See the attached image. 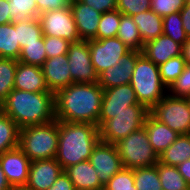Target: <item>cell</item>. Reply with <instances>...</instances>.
<instances>
[{
    "label": "cell",
    "mask_w": 190,
    "mask_h": 190,
    "mask_svg": "<svg viewBox=\"0 0 190 190\" xmlns=\"http://www.w3.org/2000/svg\"><path fill=\"white\" fill-rule=\"evenodd\" d=\"M78 1L89 5L94 10L99 11L100 13L113 11L117 8V0H78Z\"/></svg>",
    "instance_id": "7bdbcfd3"
},
{
    "label": "cell",
    "mask_w": 190,
    "mask_h": 190,
    "mask_svg": "<svg viewBox=\"0 0 190 190\" xmlns=\"http://www.w3.org/2000/svg\"><path fill=\"white\" fill-rule=\"evenodd\" d=\"M0 110L22 129L55 120L54 93L13 89L1 103Z\"/></svg>",
    "instance_id": "7a4b0ae2"
},
{
    "label": "cell",
    "mask_w": 190,
    "mask_h": 190,
    "mask_svg": "<svg viewBox=\"0 0 190 190\" xmlns=\"http://www.w3.org/2000/svg\"><path fill=\"white\" fill-rule=\"evenodd\" d=\"M69 70L73 83H96L98 75L95 72L90 57L88 41L71 42L67 52Z\"/></svg>",
    "instance_id": "8fae6325"
},
{
    "label": "cell",
    "mask_w": 190,
    "mask_h": 190,
    "mask_svg": "<svg viewBox=\"0 0 190 190\" xmlns=\"http://www.w3.org/2000/svg\"><path fill=\"white\" fill-rule=\"evenodd\" d=\"M141 54V51L130 50L118 64L110 66L98 76V84L103 89L129 84L136 60Z\"/></svg>",
    "instance_id": "2e32d148"
},
{
    "label": "cell",
    "mask_w": 190,
    "mask_h": 190,
    "mask_svg": "<svg viewBox=\"0 0 190 190\" xmlns=\"http://www.w3.org/2000/svg\"><path fill=\"white\" fill-rule=\"evenodd\" d=\"M141 52L147 59L159 66L170 58L182 55V45L162 34L144 44Z\"/></svg>",
    "instance_id": "d6986e66"
},
{
    "label": "cell",
    "mask_w": 190,
    "mask_h": 190,
    "mask_svg": "<svg viewBox=\"0 0 190 190\" xmlns=\"http://www.w3.org/2000/svg\"><path fill=\"white\" fill-rule=\"evenodd\" d=\"M21 47L18 42L15 22L0 25V58L14 59L18 61Z\"/></svg>",
    "instance_id": "d4e9b609"
},
{
    "label": "cell",
    "mask_w": 190,
    "mask_h": 190,
    "mask_svg": "<svg viewBox=\"0 0 190 190\" xmlns=\"http://www.w3.org/2000/svg\"><path fill=\"white\" fill-rule=\"evenodd\" d=\"M0 164L7 181L13 189L25 187L31 161L19 147L7 150L1 154Z\"/></svg>",
    "instance_id": "5bb4252c"
},
{
    "label": "cell",
    "mask_w": 190,
    "mask_h": 190,
    "mask_svg": "<svg viewBox=\"0 0 190 190\" xmlns=\"http://www.w3.org/2000/svg\"><path fill=\"white\" fill-rule=\"evenodd\" d=\"M163 34L170 37L180 45L188 39L186 35L180 12L172 13L163 17Z\"/></svg>",
    "instance_id": "1f68e13d"
},
{
    "label": "cell",
    "mask_w": 190,
    "mask_h": 190,
    "mask_svg": "<svg viewBox=\"0 0 190 190\" xmlns=\"http://www.w3.org/2000/svg\"><path fill=\"white\" fill-rule=\"evenodd\" d=\"M13 190H27L26 188H14Z\"/></svg>",
    "instance_id": "816d5d0a"
},
{
    "label": "cell",
    "mask_w": 190,
    "mask_h": 190,
    "mask_svg": "<svg viewBox=\"0 0 190 190\" xmlns=\"http://www.w3.org/2000/svg\"><path fill=\"white\" fill-rule=\"evenodd\" d=\"M162 190H190V185L178 172L176 166L157 163Z\"/></svg>",
    "instance_id": "f1b7e54d"
},
{
    "label": "cell",
    "mask_w": 190,
    "mask_h": 190,
    "mask_svg": "<svg viewBox=\"0 0 190 190\" xmlns=\"http://www.w3.org/2000/svg\"><path fill=\"white\" fill-rule=\"evenodd\" d=\"M178 172L182 175L185 181L190 185V159L176 166Z\"/></svg>",
    "instance_id": "7dc6e473"
},
{
    "label": "cell",
    "mask_w": 190,
    "mask_h": 190,
    "mask_svg": "<svg viewBox=\"0 0 190 190\" xmlns=\"http://www.w3.org/2000/svg\"><path fill=\"white\" fill-rule=\"evenodd\" d=\"M20 128L0 110V155L7 150L18 147Z\"/></svg>",
    "instance_id": "4316f807"
},
{
    "label": "cell",
    "mask_w": 190,
    "mask_h": 190,
    "mask_svg": "<svg viewBox=\"0 0 190 190\" xmlns=\"http://www.w3.org/2000/svg\"><path fill=\"white\" fill-rule=\"evenodd\" d=\"M149 114L180 135L190 134V108L185 97L167 93L149 110Z\"/></svg>",
    "instance_id": "ba28073f"
},
{
    "label": "cell",
    "mask_w": 190,
    "mask_h": 190,
    "mask_svg": "<svg viewBox=\"0 0 190 190\" xmlns=\"http://www.w3.org/2000/svg\"><path fill=\"white\" fill-rule=\"evenodd\" d=\"M14 89L28 92L49 91L42 68L18 61L14 77Z\"/></svg>",
    "instance_id": "ffe728a7"
},
{
    "label": "cell",
    "mask_w": 190,
    "mask_h": 190,
    "mask_svg": "<svg viewBox=\"0 0 190 190\" xmlns=\"http://www.w3.org/2000/svg\"><path fill=\"white\" fill-rule=\"evenodd\" d=\"M182 56L186 65L190 66V37L182 45Z\"/></svg>",
    "instance_id": "c3c4849f"
},
{
    "label": "cell",
    "mask_w": 190,
    "mask_h": 190,
    "mask_svg": "<svg viewBox=\"0 0 190 190\" xmlns=\"http://www.w3.org/2000/svg\"><path fill=\"white\" fill-rule=\"evenodd\" d=\"M43 35L64 38L69 42L81 40L70 7L45 11L38 17Z\"/></svg>",
    "instance_id": "30bf717a"
},
{
    "label": "cell",
    "mask_w": 190,
    "mask_h": 190,
    "mask_svg": "<svg viewBox=\"0 0 190 190\" xmlns=\"http://www.w3.org/2000/svg\"><path fill=\"white\" fill-rule=\"evenodd\" d=\"M15 30H17L18 42L21 49L26 44L39 43V39L43 36L38 18L20 19L15 22Z\"/></svg>",
    "instance_id": "83f0119b"
},
{
    "label": "cell",
    "mask_w": 190,
    "mask_h": 190,
    "mask_svg": "<svg viewBox=\"0 0 190 190\" xmlns=\"http://www.w3.org/2000/svg\"><path fill=\"white\" fill-rule=\"evenodd\" d=\"M103 88L96 83H72L54 94L55 119L98 126Z\"/></svg>",
    "instance_id": "6da1fadb"
},
{
    "label": "cell",
    "mask_w": 190,
    "mask_h": 190,
    "mask_svg": "<svg viewBox=\"0 0 190 190\" xmlns=\"http://www.w3.org/2000/svg\"><path fill=\"white\" fill-rule=\"evenodd\" d=\"M119 38L130 50L142 51L143 42L139 34L137 24L132 16L122 14L121 22L117 31Z\"/></svg>",
    "instance_id": "484cf974"
},
{
    "label": "cell",
    "mask_w": 190,
    "mask_h": 190,
    "mask_svg": "<svg viewBox=\"0 0 190 190\" xmlns=\"http://www.w3.org/2000/svg\"><path fill=\"white\" fill-rule=\"evenodd\" d=\"M137 24L143 44L156 39L163 34V17L151 9L132 16Z\"/></svg>",
    "instance_id": "603a6c76"
},
{
    "label": "cell",
    "mask_w": 190,
    "mask_h": 190,
    "mask_svg": "<svg viewBox=\"0 0 190 190\" xmlns=\"http://www.w3.org/2000/svg\"><path fill=\"white\" fill-rule=\"evenodd\" d=\"M70 8L81 40H97L98 24L102 13L78 0H71Z\"/></svg>",
    "instance_id": "ac0fdd59"
},
{
    "label": "cell",
    "mask_w": 190,
    "mask_h": 190,
    "mask_svg": "<svg viewBox=\"0 0 190 190\" xmlns=\"http://www.w3.org/2000/svg\"><path fill=\"white\" fill-rule=\"evenodd\" d=\"M130 84L135 91L138 102L148 110L168 93L167 86L161 80L159 66L143 54L136 60Z\"/></svg>",
    "instance_id": "5b68a950"
},
{
    "label": "cell",
    "mask_w": 190,
    "mask_h": 190,
    "mask_svg": "<svg viewBox=\"0 0 190 190\" xmlns=\"http://www.w3.org/2000/svg\"><path fill=\"white\" fill-rule=\"evenodd\" d=\"M151 0H117V10L122 14L133 16L150 10Z\"/></svg>",
    "instance_id": "60d3db41"
},
{
    "label": "cell",
    "mask_w": 190,
    "mask_h": 190,
    "mask_svg": "<svg viewBox=\"0 0 190 190\" xmlns=\"http://www.w3.org/2000/svg\"><path fill=\"white\" fill-rule=\"evenodd\" d=\"M122 13L117 9L102 13L97 30V40L117 37Z\"/></svg>",
    "instance_id": "836d02e7"
},
{
    "label": "cell",
    "mask_w": 190,
    "mask_h": 190,
    "mask_svg": "<svg viewBox=\"0 0 190 190\" xmlns=\"http://www.w3.org/2000/svg\"><path fill=\"white\" fill-rule=\"evenodd\" d=\"M139 103L131 84L120 85L103 89V100L98 127L113 117L115 114L127 111V107Z\"/></svg>",
    "instance_id": "4fadbf2b"
},
{
    "label": "cell",
    "mask_w": 190,
    "mask_h": 190,
    "mask_svg": "<svg viewBox=\"0 0 190 190\" xmlns=\"http://www.w3.org/2000/svg\"><path fill=\"white\" fill-rule=\"evenodd\" d=\"M90 57L99 76L107 68L114 67L130 49L117 37L88 40Z\"/></svg>",
    "instance_id": "9c48e42d"
},
{
    "label": "cell",
    "mask_w": 190,
    "mask_h": 190,
    "mask_svg": "<svg viewBox=\"0 0 190 190\" xmlns=\"http://www.w3.org/2000/svg\"><path fill=\"white\" fill-rule=\"evenodd\" d=\"M9 0H0V25L11 23Z\"/></svg>",
    "instance_id": "f6af8a7d"
},
{
    "label": "cell",
    "mask_w": 190,
    "mask_h": 190,
    "mask_svg": "<svg viewBox=\"0 0 190 190\" xmlns=\"http://www.w3.org/2000/svg\"><path fill=\"white\" fill-rule=\"evenodd\" d=\"M73 183L74 189L104 190L98 175L89 160L72 165L64 170Z\"/></svg>",
    "instance_id": "7402d4cb"
},
{
    "label": "cell",
    "mask_w": 190,
    "mask_h": 190,
    "mask_svg": "<svg viewBox=\"0 0 190 190\" xmlns=\"http://www.w3.org/2000/svg\"><path fill=\"white\" fill-rule=\"evenodd\" d=\"M180 15L182 18L183 28L188 37H190V2H186L181 9Z\"/></svg>",
    "instance_id": "bcb514c9"
},
{
    "label": "cell",
    "mask_w": 190,
    "mask_h": 190,
    "mask_svg": "<svg viewBox=\"0 0 190 190\" xmlns=\"http://www.w3.org/2000/svg\"><path fill=\"white\" fill-rule=\"evenodd\" d=\"M143 126L147 131L149 143L158 156L173 144L180 135L166 124L154 119L150 114L147 115Z\"/></svg>",
    "instance_id": "44dd1931"
},
{
    "label": "cell",
    "mask_w": 190,
    "mask_h": 190,
    "mask_svg": "<svg viewBox=\"0 0 190 190\" xmlns=\"http://www.w3.org/2000/svg\"><path fill=\"white\" fill-rule=\"evenodd\" d=\"M190 159V134H181L160 156L159 163L177 166Z\"/></svg>",
    "instance_id": "cb8c5ba5"
},
{
    "label": "cell",
    "mask_w": 190,
    "mask_h": 190,
    "mask_svg": "<svg viewBox=\"0 0 190 190\" xmlns=\"http://www.w3.org/2000/svg\"><path fill=\"white\" fill-rule=\"evenodd\" d=\"M47 190H74L73 183L70 181L68 175L63 171L54 184Z\"/></svg>",
    "instance_id": "ee69618b"
},
{
    "label": "cell",
    "mask_w": 190,
    "mask_h": 190,
    "mask_svg": "<svg viewBox=\"0 0 190 190\" xmlns=\"http://www.w3.org/2000/svg\"><path fill=\"white\" fill-rule=\"evenodd\" d=\"M187 0H151L150 9L157 15H166L180 12Z\"/></svg>",
    "instance_id": "74e56055"
},
{
    "label": "cell",
    "mask_w": 190,
    "mask_h": 190,
    "mask_svg": "<svg viewBox=\"0 0 190 190\" xmlns=\"http://www.w3.org/2000/svg\"><path fill=\"white\" fill-rule=\"evenodd\" d=\"M70 43L71 42L65 40L64 38L44 35V47L47 58L67 54Z\"/></svg>",
    "instance_id": "ab89813d"
},
{
    "label": "cell",
    "mask_w": 190,
    "mask_h": 190,
    "mask_svg": "<svg viewBox=\"0 0 190 190\" xmlns=\"http://www.w3.org/2000/svg\"><path fill=\"white\" fill-rule=\"evenodd\" d=\"M59 143L55 157L63 171L80 162L89 160L99 140V128L89 123L58 121Z\"/></svg>",
    "instance_id": "3957f363"
},
{
    "label": "cell",
    "mask_w": 190,
    "mask_h": 190,
    "mask_svg": "<svg viewBox=\"0 0 190 190\" xmlns=\"http://www.w3.org/2000/svg\"><path fill=\"white\" fill-rule=\"evenodd\" d=\"M9 5L12 23L20 19L38 18L40 15L36 0H9Z\"/></svg>",
    "instance_id": "e575fe53"
},
{
    "label": "cell",
    "mask_w": 190,
    "mask_h": 190,
    "mask_svg": "<svg viewBox=\"0 0 190 190\" xmlns=\"http://www.w3.org/2000/svg\"><path fill=\"white\" fill-rule=\"evenodd\" d=\"M168 93L177 96H190V66L186 65L182 74L168 87Z\"/></svg>",
    "instance_id": "f35d334b"
},
{
    "label": "cell",
    "mask_w": 190,
    "mask_h": 190,
    "mask_svg": "<svg viewBox=\"0 0 190 190\" xmlns=\"http://www.w3.org/2000/svg\"><path fill=\"white\" fill-rule=\"evenodd\" d=\"M0 190H13L9 182L7 181L6 175L4 174L0 164Z\"/></svg>",
    "instance_id": "681fc988"
},
{
    "label": "cell",
    "mask_w": 190,
    "mask_h": 190,
    "mask_svg": "<svg viewBox=\"0 0 190 190\" xmlns=\"http://www.w3.org/2000/svg\"><path fill=\"white\" fill-rule=\"evenodd\" d=\"M134 185L138 190H162L157 163L133 169Z\"/></svg>",
    "instance_id": "f546056e"
},
{
    "label": "cell",
    "mask_w": 190,
    "mask_h": 190,
    "mask_svg": "<svg viewBox=\"0 0 190 190\" xmlns=\"http://www.w3.org/2000/svg\"><path fill=\"white\" fill-rule=\"evenodd\" d=\"M41 68L48 89L54 94L73 83L67 54L47 58Z\"/></svg>",
    "instance_id": "e0dca14e"
},
{
    "label": "cell",
    "mask_w": 190,
    "mask_h": 190,
    "mask_svg": "<svg viewBox=\"0 0 190 190\" xmlns=\"http://www.w3.org/2000/svg\"><path fill=\"white\" fill-rule=\"evenodd\" d=\"M63 172L55 158L31 161L28 180L24 188L27 190H47Z\"/></svg>",
    "instance_id": "9a60e30c"
},
{
    "label": "cell",
    "mask_w": 190,
    "mask_h": 190,
    "mask_svg": "<svg viewBox=\"0 0 190 190\" xmlns=\"http://www.w3.org/2000/svg\"><path fill=\"white\" fill-rule=\"evenodd\" d=\"M89 161L103 187L123 168L115 145L102 141H99L92 149Z\"/></svg>",
    "instance_id": "7c38bea8"
},
{
    "label": "cell",
    "mask_w": 190,
    "mask_h": 190,
    "mask_svg": "<svg viewBox=\"0 0 190 190\" xmlns=\"http://www.w3.org/2000/svg\"><path fill=\"white\" fill-rule=\"evenodd\" d=\"M185 66L182 55L170 58L164 64L159 65L161 80L167 88L182 74Z\"/></svg>",
    "instance_id": "d590c367"
},
{
    "label": "cell",
    "mask_w": 190,
    "mask_h": 190,
    "mask_svg": "<svg viewBox=\"0 0 190 190\" xmlns=\"http://www.w3.org/2000/svg\"><path fill=\"white\" fill-rule=\"evenodd\" d=\"M104 190H138L134 185L133 169L123 167L108 181Z\"/></svg>",
    "instance_id": "8d00e7d4"
},
{
    "label": "cell",
    "mask_w": 190,
    "mask_h": 190,
    "mask_svg": "<svg viewBox=\"0 0 190 190\" xmlns=\"http://www.w3.org/2000/svg\"><path fill=\"white\" fill-rule=\"evenodd\" d=\"M47 59L44 47V35L39 39V43L26 44L21 49L18 61L27 65L42 66Z\"/></svg>",
    "instance_id": "d6a6232c"
},
{
    "label": "cell",
    "mask_w": 190,
    "mask_h": 190,
    "mask_svg": "<svg viewBox=\"0 0 190 190\" xmlns=\"http://www.w3.org/2000/svg\"><path fill=\"white\" fill-rule=\"evenodd\" d=\"M149 110L140 103L130 105L127 111L115 114V117L104 121L99 128V140L115 144L131 132L143 127Z\"/></svg>",
    "instance_id": "52a82bcc"
},
{
    "label": "cell",
    "mask_w": 190,
    "mask_h": 190,
    "mask_svg": "<svg viewBox=\"0 0 190 190\" xmlns=\"http://www.w3.org/2000/svg\"><path fill=\"white\" fill-rule=\"evenodd\" d=\"M71 0H36L39 14L45 11L58 10L70 7Z\"/></svg>",
    "instance_id": "b9f144b4"
},
{
    "label": "cell",
    "mask_w": 190,
    "mask_h": 190,
    "mask_svg": "<svg viewBox=\"0 0 190 190\" xmlns=\"http://www.w3.org/2000/svg\"><path fill=\"white\" fill-rule=\"evenodd\" d=\"M17 60L0 58V105L14 89Z\"/></svg>",
    "instance_id": "4dcf8cb0"
},
{
    "label": "cell",
    "mask_w": 190,
    "mask_h": 190,
    "mask_svg": "<svg viewBox=\"0 0 190 190\" xmlns=\"http://www.w3.org/2000/svg\"><path fill=\"white\" fill-rule=\"evenodd\" d=\"M186 99H187V102H188V105H189V108H190V96H188Z\"/></svg>",
    "instance_id": "f907efd6"
},
{
    "label": "cell",
    "mask_w": 190,
    "mask_h": 190,
    "mask_svg": "<svg viewBox=\"0 0 190 190\" xmlns=\"http://www.w3.org/2000/svg\"><path fill=\"white\" fill-rule=\"evenodd\" d=\"M58 120L20 129L18 147L30 161L55 158L58 151Z\"/></svg>",
    "instance_id": "277c9868"
},
{
    "label": "cell",
    "mask_w": 190,
    "mask_h": 190,
    "mask_svg": "<svg viewBox=\"0 0 190 190\" xmlns=\"http://www.w3.org/2000/svg\"><path fill=\"white\" fill-rule=\"evenodd\" d=\"M114 145L124 168L134 169L158 163L159 156L149 143V137L144 126L131 132Z\"/></svg>",
    "instance_id": "8992f818"
}]
</instances>
